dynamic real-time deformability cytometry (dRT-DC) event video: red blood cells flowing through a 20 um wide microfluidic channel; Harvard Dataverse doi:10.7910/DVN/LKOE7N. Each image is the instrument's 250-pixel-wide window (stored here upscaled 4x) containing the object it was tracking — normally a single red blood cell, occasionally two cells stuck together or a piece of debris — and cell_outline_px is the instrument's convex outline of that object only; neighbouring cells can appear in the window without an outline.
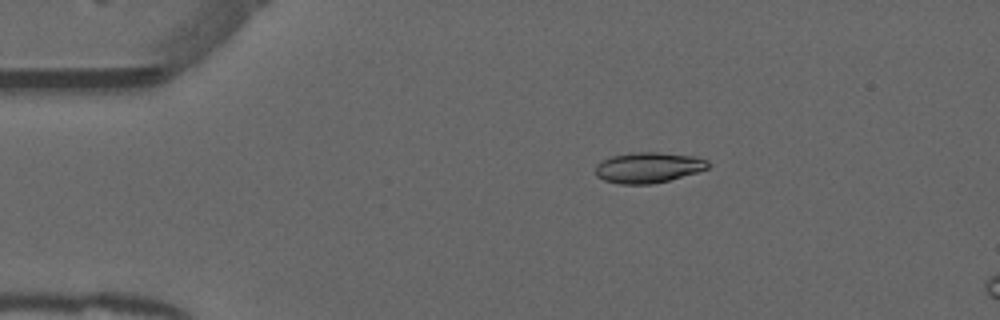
{"species": "common noctule bat (a hibernating species)", "species_latin": "Nyctalus noctula", "temperature_condition": "warm", "stored_images_in_passage": 6, "camera_frame_rate_fps": 3000, "um_per_image_px": 0.085, "animal": {"sex": "male", "forearm_length_mm": 52.5}, "frame": {"image": 1, "passage_image": 1, "time_ms": 0.0, "image_size_px": [1000, 320], "cell_outline_px": [[708, 168], [696, 172], [668, 180], [652, 184], [620, 184], [604, 180], [596, 176], [596, 164], [600, 160], [612, 156], [636, 152], [656, 152], [696, 156], [708, 160]], "centroid_in_image_um": [55.08, 14.23], "position_along_channel_um": 29.9, "area_um2": 20.0}}